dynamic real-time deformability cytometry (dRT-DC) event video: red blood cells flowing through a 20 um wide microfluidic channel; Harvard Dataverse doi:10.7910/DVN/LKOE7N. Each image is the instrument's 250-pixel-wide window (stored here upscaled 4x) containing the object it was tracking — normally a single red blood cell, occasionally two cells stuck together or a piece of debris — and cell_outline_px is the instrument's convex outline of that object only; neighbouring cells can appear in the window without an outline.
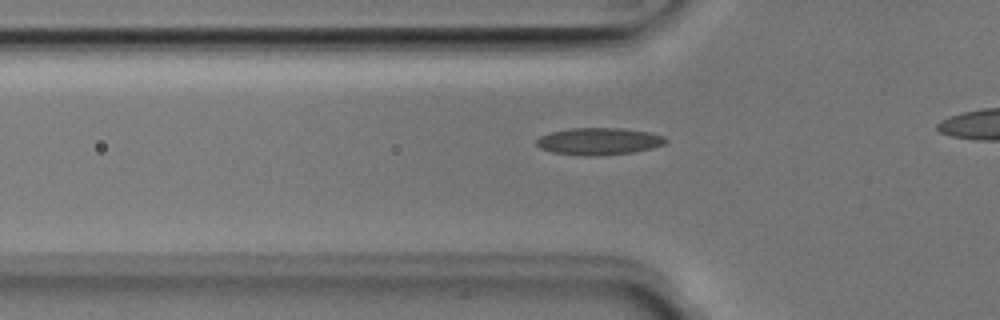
{"species": "Egyptian fruit bat (a non-hibernating species)", "species_latin": "Rousettus aegyptiacus", "temperature_condition": "room temperature", "stored_images_in_passage": 35, "camera_frame_rate_fps": 3000, "um_per_image_px": 0.085, "animal": {"sex": "male"}, "frame": {"image": 1, "passage_image": 10, "time_ms": 3.0, "image_size_px": [1000, 320], "cell_outline_px": [[668, 140], [664, 144], [652, 148], [632, 152], [600, 156], [580, 156], [552, 152], [540, 148], [536, 144], [536, 140], [540, 136], [552, 132], [572, 128], [620, 128], [648, 132], [664, 136]], "centroid_in_image_um": [50.9, 12.02], "position_along_channel_um": 74.9, "area_um2": 20.4}}
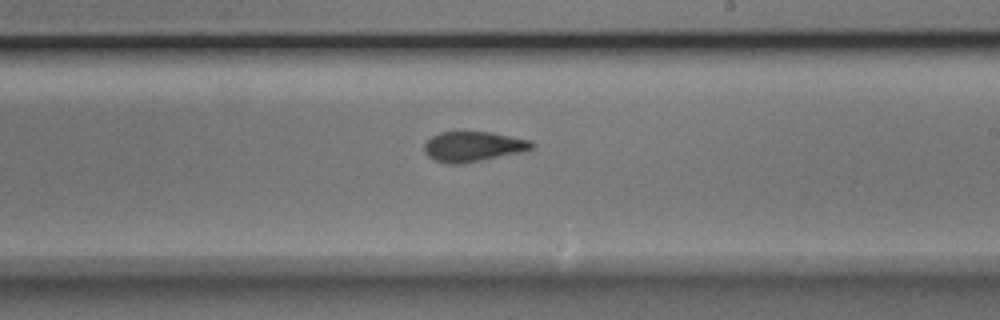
{"frame": {"image": 2, "passage_image": 23, "time_ms": 7.333, "image_size_px": [1000, 320], "cell_outline_px": [[536, 144], [532, 148], [520, 152], [464, 164], [444, 164], [428, 156], [424, 152], [424, 144], [432, 136], [440, 132], [492, 132], [532, 140]], "centroid_in_image_um": [40.22, 12.46], "position_along_channel_um": 248.8, "area_um2": 18.96}}
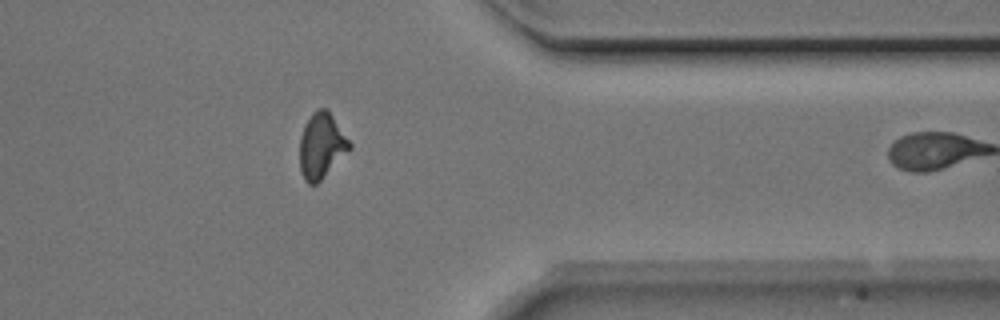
{"frame": {"image": 3, "passage_image": 34, "time_ms": 11.0, "image_size_px": [1000, 320], "cell_outline_px": [[352, 148], [316, 184], [308, 184], [304, 180], [300, 168], [300, 136], [304, 124], [312, 112], [316, 108], [328, 108], [352, 144]], "centroid_in_image_um": [27.33, 12.35], "position_along_channel_um": 384.1, "area_um2": 19.13}}